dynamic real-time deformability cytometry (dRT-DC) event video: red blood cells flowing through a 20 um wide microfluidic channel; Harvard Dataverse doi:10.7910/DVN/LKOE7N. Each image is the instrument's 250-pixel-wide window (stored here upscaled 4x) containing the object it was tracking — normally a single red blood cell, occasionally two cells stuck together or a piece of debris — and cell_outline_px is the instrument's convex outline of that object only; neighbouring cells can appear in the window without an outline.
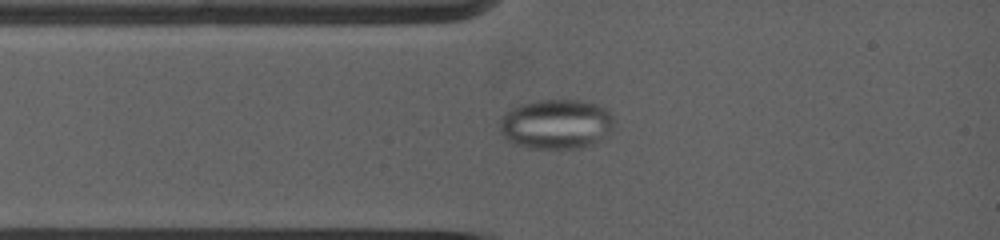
{"species": "common noctule bat (a hibernating species)", "species_latin": "Nyctalus noctula", "temperature_condition": "warm", "stored_images_in_passage": 65, "camera_frame_rate_fps": 5000, "um_per_image_px": 0.085, "animal": {"sex": "female", "body_mass_g": 19.0, "forearm_length_mm": 53.3}, "frame": {"image": 1, "passage_image": 10, "time_ms": 2.0, "image_size_px": [1000, 240], "cell_outline_px": [[612, 128], [604, 136], [592, 144], [580, 148], [528, 148], [512, 144], [500, 132], [500, 116], [512, 108], [520, 104], [536, 100], [580, 100], [600, 104], [608, 108], [612, 116]], "centroid_in_image_um": [47.25, 10.53], "position_along_channel_um": 37.7, "area_um2": 33.35}}
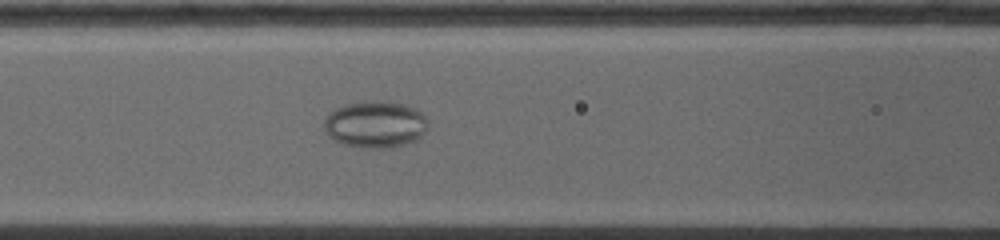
{"frame": {"image": 2, "passage_image": 21, "time_ms": 4.6, "image_size_px": [1000, 240], "cell_outline_px": [[428, 124], [424, 132], [420, 136], [404, 144], [384, 148], [364, 148], [344, 144], [328, 136], [324, 128], [324, 120], [336, 108], [348, 104], [372, 100], [404, 104], [416, 108], [428, 120]], "centroid_in_image_um": [31.9, 10.57], "position_along_channel_um": 134.7, "area_um2": 27.92}}
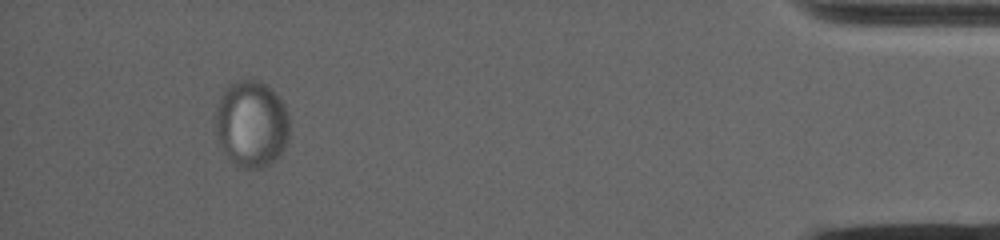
{"frame": {"image": 3, "passage_image": 60, "time_ms": 14.2, "image_size_px": [1000, 240], "cell_outline_px": [[288, 144], [284, 152], [280, 156], [268, 164], [260, 168], [244, 168], [236, 164], [228, 156], [216, 132], [216, 108], [220, 96], [224, 88], [236, 80], [260, 80], [272, 88], [276, 92], [284, 104], [288, 112]], "centroid_in_image_um": [21.41, 10.49], "position_along_channel_um": 413.8, "area_um2": 37.51}}